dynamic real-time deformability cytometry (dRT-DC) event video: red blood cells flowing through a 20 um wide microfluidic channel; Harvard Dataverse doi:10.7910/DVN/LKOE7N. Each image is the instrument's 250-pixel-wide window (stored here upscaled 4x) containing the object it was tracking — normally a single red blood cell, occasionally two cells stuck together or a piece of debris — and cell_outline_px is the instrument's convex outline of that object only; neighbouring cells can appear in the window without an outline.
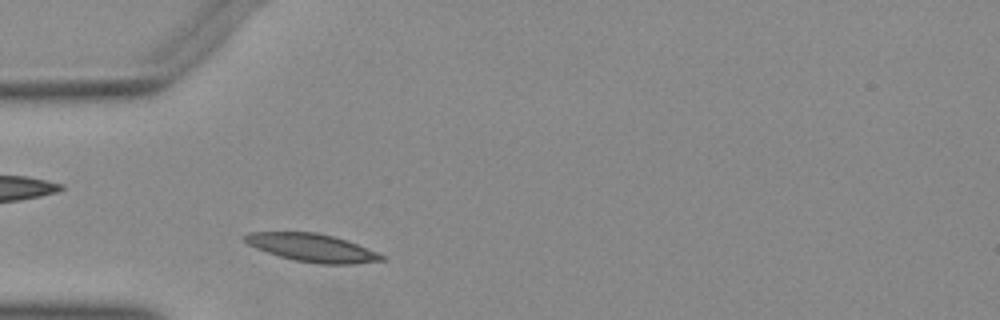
{"species": "Egyptian fruit bat (a non-hibernating species)", "species_latin": "Rousettus aegyptiacus", "temperature_condition": "warm", "stored_images_in_passage": 36, "camera_frame_rate_fps": 3000, "um_per_image_px": 0.085, "animal": {"sex": "female"}, "frame": {"image": 1, "passage_image": 2, "time_ms": 0.333, "image_size_px": [1000, 320], "cell_outline_px": [[384, 260], [356, 264], [320, 264], [292, 260], [256, 248], [248, 244], [240, 236], [248, 232], [316, 232], [348, 240], [376, 252], [384, 256]], "centroid_in_image_um": [26.5, 21.05], "position_along_channel_um": 58.5, "area_um2": 22.31}}
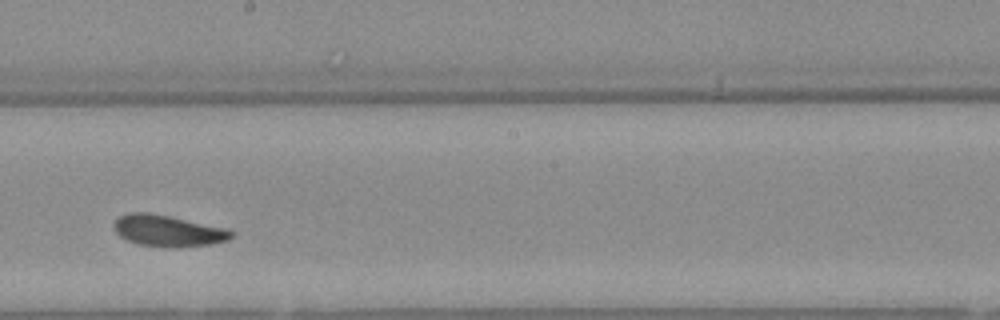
{"frame": {"image": 2, "passage_image": 16, "time_ms": 5.0, "image_size_px": [1000, 320], "cell_outline_px": [[236, 232], [228, 240], [212, 244], [180, 248], [168, 248], [136, 244], [120, 236], [116, 232], [112, 224], [120, 216], [128, 212], [148, 212], [228, 228]], "centroid_in_image_um": [14.3, 19.63], "position_along_channel_um": 233.9, "area_um2": 21.79}}
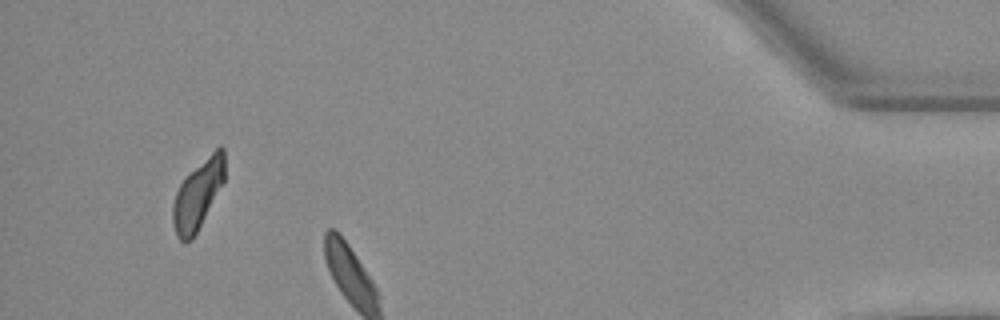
{"frame": {"image": 3, "passage_image": 33, "time_ms": 10.667, "image_size_px": [1000, 320], "cell_outline_px": [[224, 180], [192, 240], [180, 240], [176, 236], [172, 224], [172, 204], [176, 192], [184, 176], [220, 144], [224, 148]], "centroid_in_image_um": [16.78, 16.51], "position_along_channel_um": 418.4, "area_um2": 20.69}}